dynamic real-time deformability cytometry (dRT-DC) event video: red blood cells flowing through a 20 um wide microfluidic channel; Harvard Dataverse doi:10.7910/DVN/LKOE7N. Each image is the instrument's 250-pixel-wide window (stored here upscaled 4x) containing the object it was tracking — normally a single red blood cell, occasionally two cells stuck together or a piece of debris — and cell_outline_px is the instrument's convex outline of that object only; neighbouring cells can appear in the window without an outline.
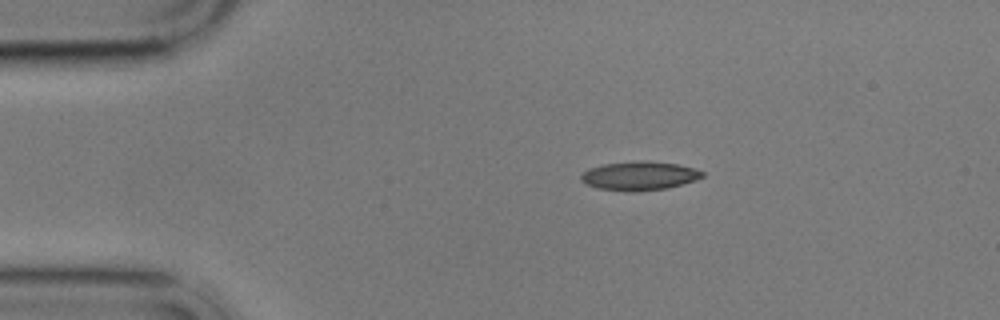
{"species": "common noctule bat (a hibernating species)", "species_latin": "Nyctalus noctula", "temperature_condition": "cold", "stored_images_in_passage": 4, "camera_frame_rate_fps": 3000, "um_per_image_px": 0.085, "animal": {"sex": "male", "body_mass_g": 17.9}, "frame": {"image": 1, "passage_image": 1, "time_ms": 0.0, "image_size_px": [1000, 320], "cell_outline_px": [[704, 176], [696, 180], [668, 188], [636, 192], [628, 192], [596, 188], [580, 180], [580, 176], [588, 168], [604, 164], [640, 160], [676, 164], [696, 168], [704, 172]], "centroid_in_image_um": [54.35, 14.95], "position_along_channel_um": 30.6, "area_um2": 20.52}}
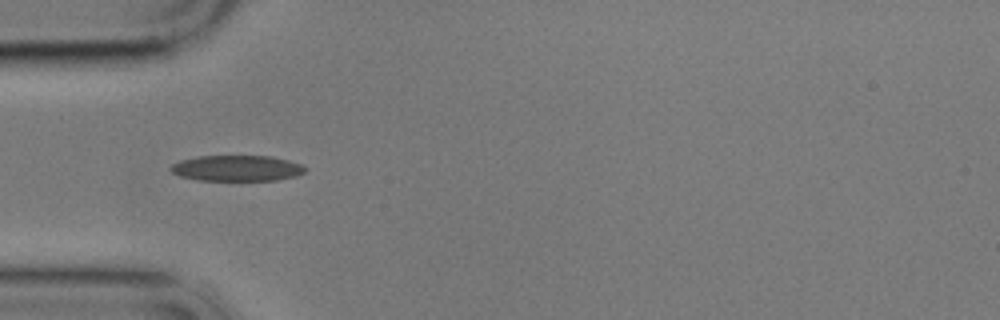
{"frame": {"image": 2, "passage_image": 3, "time_ms": 2.333, "image_size_px": [1000, 320], "cell_outline_px": [[308, 168], [304, 172], [296, 176], [276, 180], [196, 180], [180, 176], [172, 172], [168, 168], [172, 164], [180, 160], [200, 156], [272, 156], [288, 160], [300, 164]], "centroid_in_image_um": [20.13, 14.29], "position_along_channel_um": 64.9, "area_um2": 20.23}}
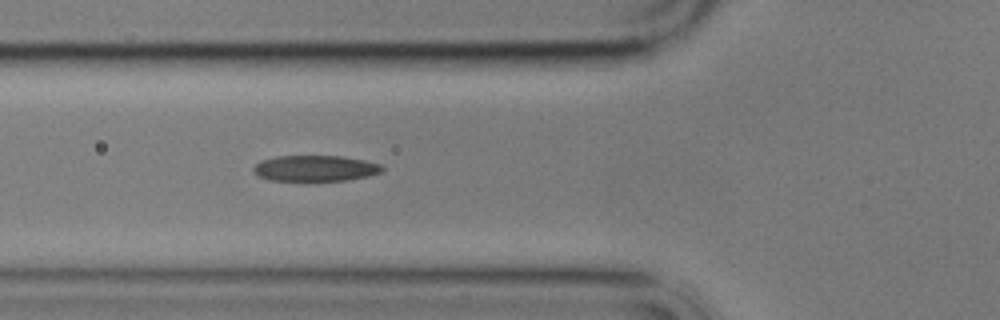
{"frame": {"image": 3, "passage_image": 4, "time_ms": 3.333, "image_size_px": [1000, 320], "cell_outline_px": [[384, 168], [380, 172], [368, 176], [348, 180], [268, 180], [252, 172], [252, 168], [260, 160], [276, 156], [340, 156], [364, 160], [380, 164]], "centroid_in_image_um": [26.76, 14.3], "position_along_channel_um": 99.0, "area_um2": 19.31}}